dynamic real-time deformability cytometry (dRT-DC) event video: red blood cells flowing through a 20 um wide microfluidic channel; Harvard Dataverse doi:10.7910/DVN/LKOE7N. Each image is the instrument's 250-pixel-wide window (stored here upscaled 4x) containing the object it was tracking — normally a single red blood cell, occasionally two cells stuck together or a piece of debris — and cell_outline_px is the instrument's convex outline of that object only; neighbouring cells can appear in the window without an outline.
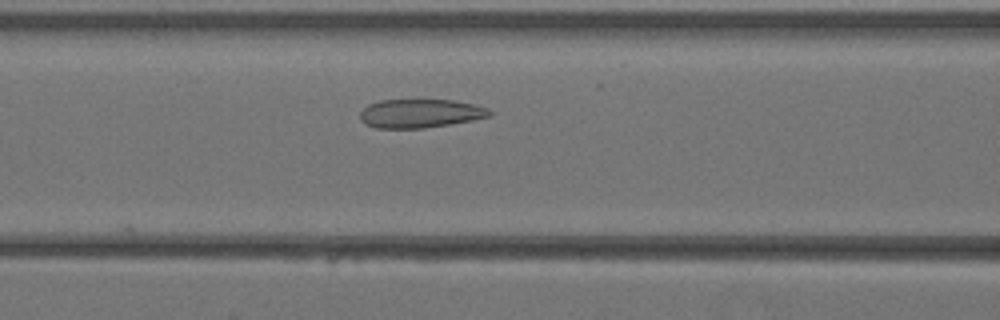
{"species": "Egyptian fruit bat (a non-hibernating species)", "species_latin": "Rousettus aegyptiacus", "temperature_condition": "warm", "stored_images_in_passage": 15, "camera_frame_rate_fps": 3000, "um_per_image_px": 0.085, "animal": {"sex": "female"}, "frame": {"image": 1, "passage_image": 8, "time_ms": 2.333, "image_size_px": [1000, 320], "cell_outline_px": [[492, 116], [472, 120], [424, 128], [376, 128], [364, 124], [360, 120], [360, 112], [368, 104], [380, 100], [420, 96], [456, 100], [476, 104], [488, 108], [492, 112]], "centroid_in_image_um": [35.72, 9.57], "position_along_channel_um": 130.9, "area_um2": 22.89}}
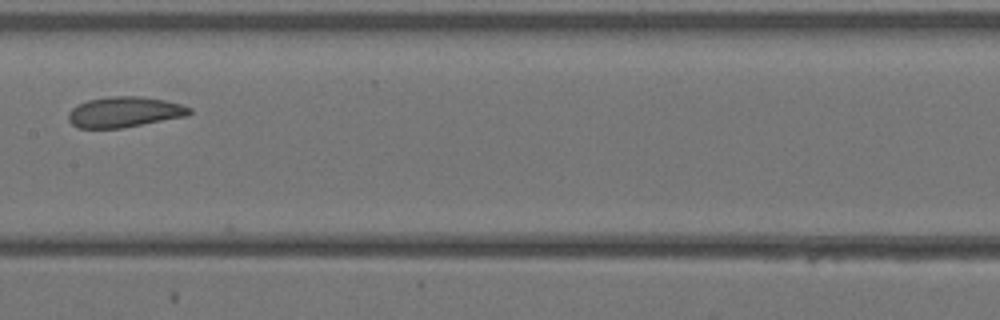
{"frame": {"image": 2, "passage_image": 12, "time_ms": 3.667, "image_size_px": [1000, 320], "cell_outline_px": [[192, 112], [188, 116], [120, 128], [76, 128], [68, 120], [68, 112], [72, 108], [88, 100], [108, 96], [140, 96], [164, 100], [180, 104], [192, 108]], "centroid_in_image_um": [10.58, 9.52], "position_along_channel_um": 196.8, "area_um2": 21.56}}
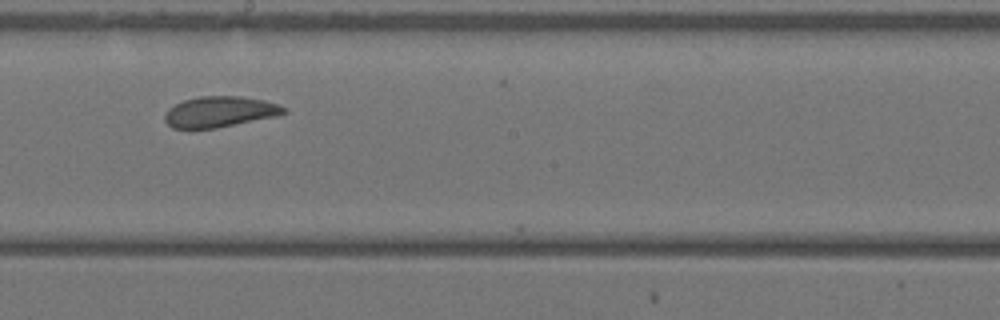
{"frame": {"image": 3, "passage_image": 14, "time_ms": 4.333, "image_size_px": [1000, 320], "cell_outline_px": [[288, 112], [276, 116], [216, 128], [172, 128], [164, 120], [164, 112], [168, 108], [184, 100], [200, 96], [240, 96], [264, 100], [280, 104], [288, 108]], "centroid_in_image_um": [18.7, 9.49], "position_along_channel_um": 229.5, "area_um2": 21.44}}